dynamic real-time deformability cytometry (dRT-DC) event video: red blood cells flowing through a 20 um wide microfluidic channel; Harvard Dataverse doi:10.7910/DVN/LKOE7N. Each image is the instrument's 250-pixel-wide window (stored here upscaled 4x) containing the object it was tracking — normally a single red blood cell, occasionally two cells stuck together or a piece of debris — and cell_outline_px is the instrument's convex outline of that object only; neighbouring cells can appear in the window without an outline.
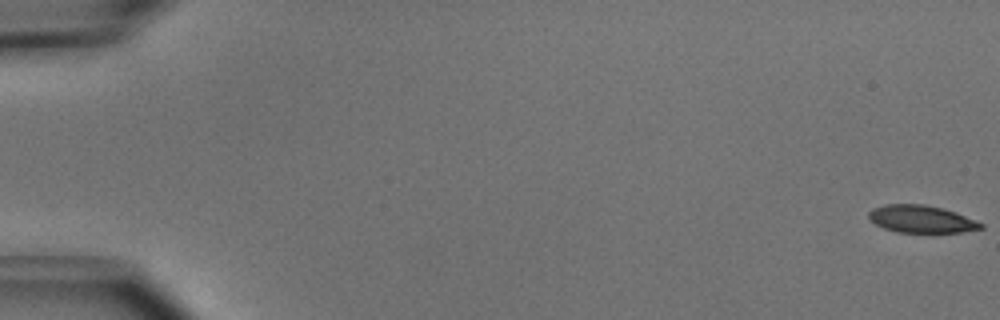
{"species": "common noctule bat (a hibernating species)", "species_latin": "Nyctalus noctula", "temperature_condition": "cold", "stored_images_in_passage": 53, "camera_frame_rate_fps": 3000, "um_per_image_px": 0.085, "animal": {"sex": "male", "body_mass_g": 15.6}, "frame": {"image": 1, "passage_image": 1, "time_ms": 0.0, "image_size_px": [1000, 320], "cell_outline_px": [[984, 228], [960, 232], [896, 232], [884, 228], [876, 224], [868, 216], [868, 212], [872, 208], [884, 204], [924, 204], [956, 212], [984, 224]], "centroid_in_image_um": [78.3, 18.61], "position_along_channel_um": 6.7, "area_um2": 17.8}}
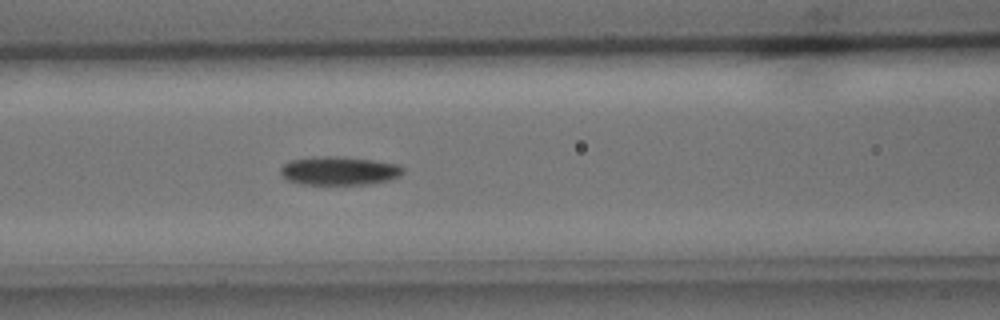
{"frame": {"image": 2, "passage_image": 23, "time_ms": 7.333, "image_size_px": [1000, 320], "cell_outline_px": [[404, 172], [400, 176], [388, 180], [368, 184], [304, 184], [288, 180], [280, 172], [280, 168], [288, 160], [324, 156], [336, 156], [372, 160], [400, 164], [404, 168]], "centroid_in_image_um": [28.86, 14.51], "position_along_channel_um": 137.7, "area_um2": 20.29}}
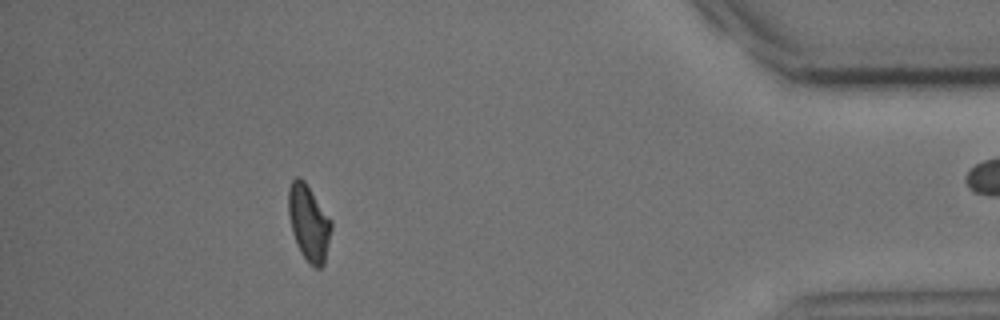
{"frame": {"image": 3, "passage_image": 47, "time_ms": 15.333, "image_size_px": [1000, 320], "cell_outline_px": [[332, 228], [324, 264], [320, 268], [316, 268], [300, 252], [296, 244], [292, 232], [288, 216], [288, 188], [292, 180], [296, 176], [300, 176], [304, 180], [332, 220]], "centroid_in_image_um": [26.24, 18.9], "position_along_channel_um": 409.0, "area_um2": 19.07}, "authors_computed_cell_mechanics": {"area_um2": 19.4208, "velocity_mm_per_s": 3.9717, "shape_relaxation_time_tau1_ms": 2.7744, "shape_relaxation_time_tau2_ms": null, "deformation_change_tau1": 0.1135, "deformation_change_tau2": null}}